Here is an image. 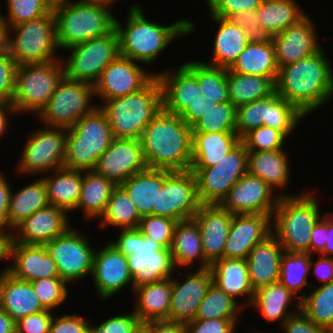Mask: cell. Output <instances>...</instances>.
<instances>
[{"mask_svg":"<svg viewBox=\"0 0 333 333\" xmlns=\"http://www.w3.org/2000/svg\"><path fill=\"white\" fill-rule=\"evenodd\" d=\"M127 16L122 21L115 19V29L119 37L120 55L144 66L152 65L165 49L176 39L190 36L197 27L192 20L184 17L169 25L150 21L140 3L129 5ZM123 22V23H122Z\"/></svg>","mask_w":333,"mask_h":333,"instance_id":"cell-1","label":"cell"},{"mask_svg":"<svg viewBox=\"0 0 333 333\" xmlns=\"http://www.w3.org/2000/svg\"><path fill=\"white\" fill-rule=\"evenodd\" d=\"M323 48L314 55L280 67L275 82L277 94L306 117L333 98V63Z\"/></svg>","mask_w":333,"mask_h":333,"instance_id":"cell-2","label":"cell"},{"mask_svg":"<svg viewBox=\"0 0 333 333\" xmlns=\"http://www.w3.org/2000/svg\"><path fill=\"white\" fill-rule=\"evenodd\" d=\"M192 128L179 115L161 110L141 136L147 168L188 171L192 164Z\"/></svg>","mask_w":333,"mask_h":333,"instance_id":"cell-3","label":"cell"},{"mask_svg":"<svg viewBox=\"0 0 333 333\" xmlns=\"http://www.w3.org/2000/svg\"><path fill=\"white\" fill-rule=\"evenodd\" d=\"M315 192L302 190L279 198L271 217V231L285 252L310 254L311 232L327 212L321 209Z\"/></svg>","mask_w":333,"mask_h":333,"instance_id":"cell-4","label":"cell"},{"mask_svg":"<svg viewBox=\"0 0 333 333\" xmlns=\"http://www.w3.org/2000/svg\"><path fill=\"white\" fill-rule=\"evenodd\" d=\"M98 107L108 118L113 138L140 140L145 127L163 109L160 82L155 76L139 91L105 100Z\"/></svg>","mask_w":333,"mask_h":333,"instance_id":"cell-5","label":"cell"},{"mask_svg":"<svg viewBox=\"0 0 333 333\" xmlns=\"http://www.w3.org/2000/svg\"><path fill=\"white\" fill-rule=\"evenodd\" d=\"M114 240L108 241L117 251L127 256L133 276V289L170 278L177 270L170 249L163 248L138 227L119 229Z\"/></svg>","mask_w":333,"mask_h":333,"instance_id":"cell-6","label":"cell"},{"mask_svg":"<svg viewBox=\"0 0 333 333\" xmlns=\"http://www.w3.org/2000/svg\"><path fill=\"white\" fill-rule=\"evenodd\" d=\"M110 6L99 3H57L52 7L55 38L63 52L70 46L100 37L115 29Z\"/></svg>","mask_w":333,"mask_h":333,"instance_id":"cell-7","label":"cell"},{"mask_svg":"<svg viewBox=\"0 0 333 333\" xmlns=\"http://www.w3.org/2000/svg\"><path fill=\"white\" fill-rule=\"evenodd\" d=\"M106 114L97 107L67 129L64 167L94 170L99 157L113 140Z\"/></svg>","mask_w":333,"mask_h":333,"instance_id":"cell-8","label":"cell"},{"mask_svg":"<svg viewBox=\"0 0 333 333\" xmlns=\"http://www.w3.org/2000/svg\"><path fill=\"white\" fill-rule=\"evenodd\" d=\"M65 77L63 61L17 65L11 105L17 115L36 116Z\"/></svg>","mask_w":333,"mask_h":333,"instance_id":"cell-9","label":"cell"},{"mask_svg":"<svg viewBox=\"0 0 333 333\" xmlns=\"http://www.w3.org/2000/svg\"><path fill=\"white\" fill-rule=\"evenodd\" d=\"M58 52L52 11L38 19L9 27L8 53L17 65L60 60L63 56Z\"/></svg>","mask_w":333,"mask_h":333,"instance_id":"cell-10","label":"cell"},{"mask_svg":"<svg viewBox=\"0 0 333 333\" xmlns=\"http://www.w3.org/2000/svg\"><path fill=\"white\" fill-rule=\"evenodd\" d=\"M95 99L94 85L65 76L34 119L46 127L68 129L98 107Z\"/></svg>","mask_w":333,"mask_h":333,"instance_id":"cell-11","label":"cell"},{"mask_svg":"<svg viewBox=\"0 0 333 333\" xmlns=\"http://www.w3.org/2000/svg\"><path fill=\"white\" fill-rule=\"evenodd\" d=\"M14 170L21 177L39 176L64 167L66 128L42 125L30 131ZM38 174V175H37Z\"/></svg>","mask_w":333,"mask_h":333,"instance_id":"cell-12","label":"cell"},{"mask_svg":"<svg viewBox=\"0 0 333 333\" xmlns=\"http://www.w3.org/2000/svg\"><path fill=\"white\" fill-rule=\"evenodd\" d=\"M67 57H61L65 76L94 85L104 69L120 55L119 37L112 32L68 47Z\"/></svg>","mask_w":333,"mask_h":333,"instance_id":"cell-13","label":"cell"},{"mask_svg":"<svg viewBox=\"0 0 333 333\" xmlns=\"http://www.w3.org/2000/svg\"><path fill=\"white\" fill-rule=\"evenodd\" d=\"M86 236L88 235L82 234L77 227L72 226L65 233L44 244L56 263L59 277L68 285L91 277L96 247Z\"/></svg>","mask_w":333,"mask_h":333,"instance_id":"cell-14","label":"cell"},{"mask_svg":"<svg viewBox=\"0 0 333 333\" xmlns=\"http://www.w3.org/2000/svg\"><path fill=\"white\" fill-rule=\"evenodd\" d=\"M248 151L240 142L217 164L190 168L195 174L201 204H220L232 186L247 173Z\"/></svg>","mask_w":333,"mask_h":333,"instance_id":"cell-15","label":"cell"},{"mask_svg":"<svg viewBox=\"0 0 333 333\" xmlns=\"http://www.w3.org/2000/svg\"><path fill=\"white\" fill-rule=\"evenodd\" d=\"M200 206L195 174L191 170L164 169V182L157 192L153 215L183 221L193 219Z\"/></svg>","mask_w":333,"mask_h":333,"instance_id":"cell-16","label":"cell"},{"mask_svg":"<svg viewBox=\"0 0 333 333\" xmlns=\"http://www.w3.org/2000/svg\"><path fill=\"white\" fill-rule=\"evenodd\" d=\"M196 269L192 272L189 271L191 269L187 268V271L183 270V272H181L182 269H177L172 276L170 322L186 325L188 322L195 320L198 306L213 282L210 268L199 269L197 267ZM177 271L179 274L176 276Z\"/></svg>","mask_w":333,"mask_h":333,"instance_id":"cell-17","label":"cell"},{"mask_svg":"<svg viewBox=\"0 0 333 333\" xmlns=\"http://www.w3.org/2000/svg\"><path fill=\"white\" fill-rule=\"evenodd\" d=\"M147 69L146 66L119 55L104 69L94 84L96 99H101L102 104L105 100L139 91L156 76L154 71Z\"/></svg>","mask_w":333,"mask_h":333,"instance_id":"cell-18","label":"cell"},{"mask_svg":"<svg viewBox=\"0 0 333 333\" xmlns=\"http://www.w3.org/2000/svg\"><path fill=\"white\" fill-rule=\"evenodd\" d=\"M97 248L93 255L91 280L100 300H110L114 295L130 287L133 291V276L127 256L117 251L108 241ZM125 288V289H124Z\"/></svg>","mask_w":333,"mask_h":333,"instance_id":"cell-19","label":"cell"},{"mask_svg":"<svg viewBox=\"0 0 333 333\" xmlns=\"http://www.w3.org/2000/svg\"><path fill=\"white\" fill-rule=\"evenodd\" d=\"M280 196L261 178L244 174L219 204L232 214L272 215Z\"/></svg>","mask_w":333,"mask_h":333,"instance_id":"cell-20","label":"cell"},{"mask_svg":"<svg viewBox=\"0 0 333 333\" xmlns=\"http://www.w3.org/2000/svg\"><path fill=\"white\" fill-rule=\"evenodd\" d=\"M146 168L140 140L114 138L99 157L94 171L116 185H121Z\"/></svg>","mask_w":333,"mask_h":333,"instance_id":"cell-21","label":"cell"},{"mask_svg":"<svg viewBox=\"0 0 333 333\" xmlns=\"http://www.w3.org/2000/svg\"><path fill=\"white\" fill-rule=\"evenodd\" d=\"M69 216L64 209L48 205L19 223L9 234L8 242L44 245L73 226Z\"/></svg>","mask_w":333,"mask_h":333,"instance_id":"cell-22","label":"cell"},{"mask_svg":"<svg viewBox=\"0 0 333 333\" xmlns=\"http://www.w3.org/2000/svg\"><path fill=\"white\" fill-rule=\"evenodd\" d=\"M317 31L314 19L307 13L296 24L272 36L277 66L280 68L317 53L322 48Z\"/></svg>","mask_w":333,"mask_h":333,"instance_id":"cell-23","label":"cell"},{"mask_svg":"<svg viewBox=\"0 0 333 333\" xmlns=\"http://www.w3.org/2000/svg\"><path fill=\"white\" fill-rule=\"evenodd\" d=\"M6 272L12 277L32 281L43 278H60L55 261L44 245L8 242Z\"/></svg>","mask_w":333,"mask_h":333,"instance_id":"cell-24","label":"cell"},{"mask_svg":"<svg viewBox=\"0 0 333 333\" xmlns=\"http://www.w3.org/2000/svg\"><path fill=\"white\" fill-rule=\"evenodd\" d=\"M161 86L163 110L180 115L203 96L196 74L182 62L177 68L156 72Z\"/></svg>","mask_w":333,"mask_h":333,"instance_id":"cell-25","label":"cell"},{"mask_svg":"<svg viewBox=\"0 0 333 333\" xmlns=\"http://www.w3.org/2000/svg\"><path fill=\"white\" fill-rule=\"evenodd\" d=\"M272 215L233 214L223 258L246 259L271 231Z\"/></svg>","mask_w":333,"mask_h":333,"instance_id":"cell-26","label":"cell"},{"mask_svg":"<svg viewBox=\"0 0 333 333\" xmlns=\"http://www.w3.org/2000/svg\"><path fill=\"white\" fill-rule=\"evenodd\" d=\"M193 219L199 225L206 261L211 265L222 259L233 214L219 204H201Z\"/></svg>","mask_w":333,"mask_h":333,"instance_id":"cell-27","label":"cell"},{"mask_svg":"<svg viewBox=\"0 0 333 333\" xmlns=\"http://www.w3.org/2000/svg\"><path fill=\"white\" fill-rule=\"evenodd\" d=\"M288 154L286 149L248 151L247 172L265 181L280 197L300 194L287 193L292 172L289 164L291 155Z\"/></svg>","mask_w":333,"mask_h":333,"instance_id":"cell-28","label":"cell"},{"mask_svg":"<svg viewBox=\"0 0 333 333\" xmlns=\"http://www.w3.org/2000/svg\"><path fill=\"white\" fill-rule=\"evenodd\" d=\"M249 307L257 310L266 324L279 322L277 324L281 326L291 315L301 310V300L283 284L276 282L255 290Z\"/></svg>","mask_w":333,"mask_h":333,"instance_id":"cell-29","label":"cell"},{"mask_svg":"<svg viewBox=\"0 0 333 333\" xmlns=\"http://www.w3.org/2000/svg\"><path fill=\"white\" fill-rule=\"evenodd\" d=\"M210 22L216 24V33L211 44L212 53L211 59L204 62L211 66L230 68L237 60L238 56L244 51L248 42L252 39L246 32L239 26L234 24L228 18H219L209 15Z\"/></svg>","mask_w":333,"mask_h":333,"instance_id":"cell-30","label":"cell"},{"mask_svg":"<svg viewBox=\"0 0 333 333\" xmlns=\"http://www.w3.org/2000/svg\"><path fill=\"white\" fill-rule=\"evenodd\" d=\"M283 253V247L272 233L250 251L246 261L254 291L261 286L279 282Z\"/></svg>","mask_w":333,"mask_h":333,"instance_id":"cell-31","label":"cell"},{"mask_svg":"<svg viewBox=\"0 0 333 333\" xmlns=\"http://www.w3.org/2000/svg\"><path fill=\"white\" fill-rule=\"evenodd\" d=\"M213 283L232 296L245 309L252 303L255 291L251 286L246 259L222 258L210 265ZM241 297V298H240ZM239 298L243 301H239ZM242 302V303H241Z\"/></svg>","mask_w":333,"mask_h":333,"instance_id":"cell-32","label":"cell"},{"mask_svg":"<svg viewBox=\"0 0 333 333\" xmlns=\"http://www.w3.org/2000/svg\"><path fill=\"white\" fill-rule=\"evenodd\" d=\"M0 308L15 322L45 310L31 283L16 279L6 271L0 274Z\"/></svg>","mask_w":333,"mask_h":333,"instance_id":"cell-33","label":"cell"},{"mask_svg":"<svg viewBox=\"0 0 333 333\" xmlns=\"http://www.w3.org/2000/svg\"><path fill=\"white\" fill-rule=\"evenodd\" d=\"M133 313L142 323L150 321H169L172 295V277L151 284H144L132 293Z\"/></svg>","mask_w":333,"mask_h":333,"instance_id":"cell-34","label":"cell"},{"mask_svg":"<svg viewBox=\"0 0 333 333\" xmlns=\"http://www.w3.org/2000/svg\"><path fill=\"white\" fill-rule=\"evenodd\" d=\"M170 251L176 269L193 266L199 269L210 268L202 250L199 225L194 219L176 223Z\"/></svg>","mask_w":333,"mask_h":333,"instance_id":"cell-35","label":"cell"},{"mask_svg":"<svg viewBox=\"0 0 333 333\" xmlns=\"http://www.w3.org/2000/svg\"><path fill=\"white\" fill-rule=\"evenodd\" d=\"M229 69L240 74L277 77L279 67L271 38H252Z\"/></svg>","mask_w":333,"mask_h":333,"instance_id":"cell-36","label":"cell"},{"mask_svg":"<svg viewBox=\"0 0 333 333\" xmlns=\"http://www.w3.org/2000/svg\"><path fill=\"white\" fill-rule=\"evenodd\" d=\"M192 134L190 168H206L217 164L241 142L236 132H192Z\"/></svg>","mask_w":333,"mask_h":333,"instance_id":"cell-37","label":"cell"},{"mask_svg":"<svg viewBox=\"0 0 333 333\" xmlns=\"http://www.w3.org/2000/svg\"><path fill=\"white\" fill-rule=\"evenodd\" d=\"M48 174L41 177L46 185L49 205L73 213L80 198L82 171L63 167Z\"/></svg>","mask_w":333,"mask_h":333,"instance_id":"cell-38","label":"cell"},{"mask_svg":"<svg viewBox=\"0 0 333 333\" xmlns=\"http://www.w3.org/2000/svg\"><path fill=\"white\" fill-rule=\"evenodd\" d=\"M255 12L260 20L261 38L280 34L307 15L297 0H263Z\"/></svg>","mask_w":333,"mask_h":333,"instance_id":"cell-39","label":"cell"},{"mask_svg":"<svg viewBox=\"0 0 333 333\" xmlns=\"http://www.w3.org/2000/svg\"><path fill=\"white\" fill-rule=\"evenodd\" d=\"M117 185L94 170L82 171L80 198L76 212H82L87 221L98 220Z\"/></svg>","mask_w":333,"mask_h":333,"instance_id":"cell-40","label":"cell"},{"mask_svg":"<svg viewBox=\"0 0 333 333\" xmlns=\"http://www.w3.org/2000/svg\"><path fill=\"white\" fill-rule=\"evenodd\" d=\"M163 182L164 169L146 168L129 177L120 186L126 191L142 218L153 215L157 192L161 189Z\"/></svg>","mask_w":333,"mask_h":333,"instance_id":"cell-41","label":"cell"},{"mask_svg":"<svg viewBox=\"0 0 333 333\" xmlns=\"http://www.w3.org/2000/svg\"><path fill=\"white\" fill-rule=\"evenodd\" d=\"M31 181L17 192L12 189L8 210V234L24 219L49 205L42 177Z\"/></svg>","mask_w":333,"mask_h":333,"instance_id":"cell-42","label":"cell"},{"mask_svg":"<svg viewBox=\"0 0 333 333\" xmlns=\"http://www.w3.org/2000/svg\"><path fill=\"white\" fill-rule=\"evenodd\" d=\"M277 77L240 74L227 69L229 101L237 108L263 99L276 91Z\"/></svg>","mask_w":333,"mask_h":333,"instance_id":"cell-43","label":"cell"},{"mask_svg":"<svg viewBox=\"0 0 333 333\" xmlns=\"http://www.w3.org/2000/svg\"><path fill=\"white\" fill-rule=\"evenodd\" d=\"M98 220L97 227L105 229L109 226L119 230L138 227L141 216L126 191L117 185Z\"/></svg>","mask_w":333,"mask_h":333,"instance_id":"cell-44","label":"cell"},{"mask_svg":"<svg viewBox=\"0 0 333 333\" xmlns=\"http://www.w3.org/2000/svg\"><path fill=\"white\" fill-rule=\"evenodd\" d=\"M311 254L285 252L280 262L279 282L289 291L302 300L306 293L303 289L310 285L315 287L312 282L308 281L310 272Z\"/></svg>","mask_w":333,"mask_h":333,"instance_id":"cell-45","label":"cell"},{"mask_svg":"<svg viewBox=\"0 0 333 333\" xmlns=\"http://www.w3.org/2000/svg\"><path fill=\"white\" fill-rule=\"evenodd\" d=\"M185 64L196 74L203 98L215 103L229 101L227 68L211 66L197 59H189Z\"/></svg>","mask_w":333,"mask_h":333,"instance_id":"cell-46","label":"cell"},{"mask_svg":"<svg viewBox=\"0 0 333 333\" xmlns=\"http://www.w3.org/2000/svg\"><path fill=\"white\" fill-rule=\"evenodd\" d=\"M244 310L245 308L238 301L212 282L206 296L198 306L195 320L235 319L239 323L242 321Z\"/></svg>","mask_w":333,"mask_h":333,"instance_id":"cell-47","label":"cell"},{"mask_svg":"<svg viewBox=\"0 0 333 333\" xmlns=\"http://www.w3.org/2000/svg\"><path fill=\"white\" fill-rule=\"evenodd\" d=\"M309 291L301 300L302 312L316 325L333 333V281Z\"/></svg>","mask_w":333,"mask_h":333,"instance_id":"cell-48","label":"cell"},{"mask_svg":"<svg viewBox=\"0 0 333 333\" xmlns=\"http://www.w3.org/2000/svg\"><path fill=\"white\" fill-rule=\"evenodd\" d=\"M305 118L307 117L295 105L279 96L276 91L269 96L268 122H264V126L277 129L290 139Z\"/></svg>","mask_w":333,"mask_h":333,"instance_id":"cell-49","label":"cell"},{"mask_svg":"<svg viewBox=\"0 0 333 333\" xmlns=\"http://www.w3.org/2000/svg\"><path fill=\"white\" fill-rule=\"evenodd\" d=\"M236 113L230 101L217 103L191 127L192 132H236Z\"/></svg>","mask_w":333,"mask_h":333,"instance_id":"cell-50","label":"cell"},{"mask_svg":"<svg viewBox=\"0 0 333 333\" xmlns=\"http://www.w3.org/2000/svg\"><path fill=\"white\" fill-rule=\"evenodd\" d=\"M6 15L1 12L3 20L12 27L30 20L38 19L52 11L49 0H5Z\"/></svg>","mask_w":333,"mask_h":333,"instance_id":"cell-51","label":"cell"},{"mask_svg":"<svg viewBox=\"0 0 333 333\" xmlns=\"http://www.w3.org/2000/svg\"><path fill=\"white\" fill-rule=\"evenodd\" d=\"M30 283L45 310L57 312L62 304L66 305L67 297L71 296L68 284L61 278H43Z\"/></svg>","mask_w":333,"mask_h":333,"instance_id":"cell-52","label":"cell"},{"mask_svg":"<svg viewBox=\"0 0 333 333\" xmlns=\"http://www.w3.org/2000/svg\"><path fill=\"white\" fill-rule=\"evenodd\" d=\"M269 96L237 107L236 134L242 138L254 128L268 122Z\"/></svg>","mask_w":333,"mask_h":333,"instance_id":"cell-53","label":"cell"},{"mask_svg":"<svg viewBox=\"0 0 333 333\" xmlns=\"http://www.w3.org/2000/svg\"><path fill=\"white\" fill-rule=\"evenodd\" d=\"M286 140L289 139L281 131L264 125L250 130L241 138L247 151L285 149Z\"/></svg>","mask_w":333,"mask_h":333,"instance_id":"cell-54","label":"cell"},{"mask_svg":"<svg viewBox=\"0 0 333 333\" xmlns=\"http://www.w3.org/2000/svg\"><path fill=\"white\" fill-rule=\"evenodd\" d=\"M177 222L168 217L150 215L141 218L138 228L144 236H149L163 248L170 249Z\"/></svg>","mask_w":333,"mask_h":333,"instance_id":"cell-55","label":"cell"},{"mask_svg":"<svg viewBox=\"0 0 333 333\" xmlns=\"http://www.w3.org/2000/svg\"><path fill=\"white\" fill-rule=\"evenodd\" d=\"M90 320L89 333H137L142 327L141 320L133 313H119L118 315H110L99 325H92Z\"/></svg>","mask_w":333,"mask_h":333,"instance_id":"cell-56","label":"cell"},{"mask_svg":"<svg viewBox=\"0 0 333 333\" xmlns=\"http://www.w3.org/2000/svg\"><path fill=\"white\" fill-rule=\"evenodd\" d=\"M263 0H205L208 12L219 18H229L238 12L255 11Z\"/></svg>","mask_w":333,"mask_h":333,"instance_id":"cell-57","label":"cell"},{"mask_svg":"<svg viewBox=\"0 0 333 333\" xmlns=\"http://www.w3.org/2000/svg\"><path fill=\"white\" fill-rule=\"evenodd\" d=\"M53 314L50 333H89V317L79 315V313Z\"/></svg>","mask_w":333,"mask_h":333,"instance_id":"cell-58","label":"cell"},{"mask_svg":"<svg viewBox=\"0 0 333 333\" xmlns=\"http://www.w3.org/2000/svg\"><path fill=\"white\" fill-rule=\"evenodd\" d=\"M17 64L8 52L0 53V101L11 104Z\"/></svg>","mask_w":333,"mask_h":333,"instance_id":"cell-59","label":"cell"},{"mask_svg":"<svg viewBox=\"0 0 333 333\" xmlns=\"http://www.w3.org/2000/svg\"><path fill=\"white\" fill-rule=\"evenodd\" d=\"M238 324L235 319H207L193 320L186 327L189 333H236Z\"/></svg>","mask_w":333,"mask_h":333,"instance_id":"cell-60","label":"cell"},{"mask_svg":"<svg viewBox=\"0 0 333 333\" xmlns=\"http://www.w3.org/2000/svg\"><path fill=\"white\" fill-rule=\"evenodd\" d=\"M53 314V311L44 310L19 319L16 333H50Z\"/></svg>","mask_w":333,"mask_h":333,"instance_id":"cell-61","label":"cell"},{"mask_svg":"<svg viewBox=\"0 0 333 333\" xmlns=\"http://www.w3.org/2000/svg\"><path fill=\"white\" fill-rule=\"evenodd\" d=\"M279 327H281V333H329L326 329L310 320L302 310L291 315Z\"/></svg>","mask_w":333,"mask_h":333,"instance_id":"cell-62","label":"cell"},{"mask_svg":"<svg viewBox=\"0 0 333 333\" xmlns=\"http://www.w3.org/2000/svg\"><path fill=\"white\" fill-rule=\"evenodd\" d=\"M228 19L241 29L246 30L251 38H261L260 20L255 11L238 12Z\"/></svg>","mask_w":333,"mask_h":333,"instance_id":"cell-63","label":"cell"},{"mask_svg":"<svg viewBox=\"0 0 333 333\" xmlns=\"http://www.w3.org/2000/svg\"><path fill=\"white\" fill-rule=\"evenodd\" d=\"M317 257L318 259L313 261V254H311L310 272L313 271L312 274L318 279L321 286L333 281V257L320 254H317Z\"/></svg>","mask_w":333,"mask_h":333,"instance_id":"cell-64","label":"cell"},{"mask_svg":"<svg viewBox=\"0 0 333 333\" xmlns=\"http://www.w3.org/2000/svg\"><path fill=\"white\" fill-rule=\"evenodd\" d=\"M13 187L5 172L0 171V230L8 233V210Z\"/></svg>","mask_w":333,"mask_h":333,"instance_id":"cell-65","label":"cell"},{"mask_svg":"<svg viewBox=\"0 0 333 333\" xmlns=\"http://www.w3.org/2000/svg\"><path fill=\"white\" fill-rule=\"evenodd\" d=\"M212 100L201 98L193 104H190L179 116L190 127H192L211 107L216 106Z\"/></svg>","mask_w":333,"mask_h":333,"instance_id":"cell-66","label":"cell"},{"mask_svg":"<svg viewBox=\"0 0 333 333\" xmlns=\"http://www.w3.org/2000/svg\"><path fill=\"white\" fill-rule=\"evenodd\" d=\"M328 212L315 224L311 232L310 254H319L325 247L328 238Z\"/></svg>","mask_w":333,"mask_h":333,"instance_id":"cell-67","label":"cell"},{"mask_svg":"<svg viewBox=\"0 0 333 333\" xmlns=\"http://www.w3.org/2000/svg\"><path fill=\"white\" fill-rule=\"evenodd\" d=\"M147 333H189L186 325L167 320L142 323Z\"/></svg>","mask_w":333,"mask_h":333,"instance_id":"cell-68","label":"cell"},{"mask_svg":"<svg viewBox=\"0 0 333 333\" xmlns=\"http://www.w3.org/2000/svg\"><path fill=\"white\" fill-rule=\"evenodd\" d=\"M17 116L15 108L11 104H5L0 101V139L5 137L6 133L8 134V127L13 116ZM4 135V136H3Z\"/></svg>","mask_w":333,"mask_h":333,"instance_id":"cell-69","label":"cell"},{"mask_svg":"<svg viewBox=\"0 0 333 333\" xmlns=\"http://www.w3.org/2000/svg\"><path fill=\"white\" fill-rule=\"evenodd\" d=\"M328 238L324 249L319 253L323 256L333 257V211H328Z\"/></svg>","mask_w":333,"mask_h":333,"instance_id":"cell-70","label":"cell"},{"mask_svg":"<svg viewBox=\"0 0 333 333\" xmlns=\"http://www.w3.org/2000/svg\"><path fill=\"white\" fill-rule=\"evenodd\" d=\"M0 333H16V322L1 308Z\"/></svg>","mask_w":333,"mask_h":333,"instance_id":"cell-71","label":"cell"},{"mask_svg":"<svg viewBox=\"0 0 333 333\" xmlns=\"http://www.w3.org/2000/svg\"><path fill=\"white\" fill-rule=\"evenodd\" d=\"M9 50V25L3 20L0 12V53Z\"/></svg>","mask_w":333,"mask_h":333,"instance_id":"cell-72","label":"cell"},{"mask_svg":"<svg viewBox=\"0 0 333 333\" xmlns=\"http://www.w3.org/2000/svg\"><path fill=\"white\" fill-rule=\"evenodd\" d=\"M116 1H118V0H92V3L104 4V5L110 6L111 8H114V7H112V5L114 6V4H116Z\"/></svg>","mask_w":333,"mask_h":333,"instance_id":"cell-73","label":"cell"},{"mask_svg":"<svg viewBox=\"0 0 333 333\" xmlns=\"http://www.w3.org/2000/svg\"><path fill=\"white\" fill-rule=\"evenodd\" d=\"M59 3L72 4V3H92V0H61Z\"/></svg>","mask_w":333,"mask_h":333,"instance_id":"cell-74","label":"cell"},{"mask_svg":"<svg viewBox=\"0 0 333 333\" xmlns=\"http://www.w3.org/2000/svg\"><path fill=\"white\" fill-rule=\"evenodd\" d=\"M252 331V332H251ZM248 333H272V332H264V331H261V330H256L255 327H254V331L251 329ZM274 333V332H273ZM277 333V332H276Z\"/></svg>","mask_w":333,"mask_h":333,"instance_id":"cell-75","label":"cell"},{"mask_svg":"<svg viewBox=\"0 0 333 333\" xmlns=\"http://www.w3.org/2000/svg\"><path fill=\"white\" fill-rule=\"evenodd\" d=\"M53 5L59 3L61 0H49Z\"/></svg>","mask_w":333,"mask_h":333,"instance_id":"cell-76","label":"cell"},{"mask_svg":"<svg viewBox=\"0 0 333 333\" xmlns=\"http://www.w3.org/2000/svg\"><path fill=\"white\" fill-rule=\"evenodd\" d=\"M137 333H147V332L141 327Z\"/></svg>","mask_w":333,"mask_h":333,"instance_id":"cell-77","label":"cell"},{"mask_svg":"<svg viewBox=\"0 0 333 333\" xmlns=\"http://www.w3.org/2000/svg\"><path fill=\"white\" fill-rule=\"evenodd\" d=\"M5 271H6V266L2 270H0V274Z\"/></svg>","mask_w":333,"mask_h":333,"instance_id":"cell-78","label":"cell"}]
</instances>
